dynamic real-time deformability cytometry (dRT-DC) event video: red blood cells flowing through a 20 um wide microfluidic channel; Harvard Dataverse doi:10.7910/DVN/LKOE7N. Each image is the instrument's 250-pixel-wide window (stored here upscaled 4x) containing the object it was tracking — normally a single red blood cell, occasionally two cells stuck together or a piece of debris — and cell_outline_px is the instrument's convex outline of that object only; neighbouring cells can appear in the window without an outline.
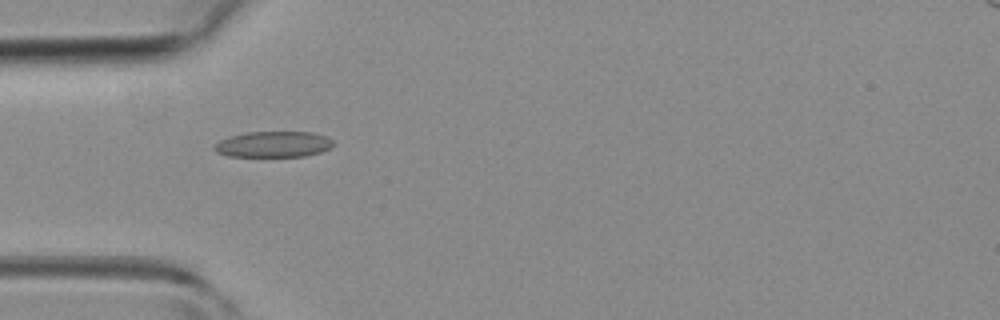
{"species": "common noctule bat (a hibernating species)", "species_latin": "Nyctalus noctula", "temperature_condition": "room temperature", "stored_images_in_passage": 3, "camera_frame_rate_fps": 3000, "um_per_image_px": 0.085, "animal": {"sex": "female", "body_mass_g": 19.3, "forearm_length_mm": 54.1}, "frame": {"image": 1, "passage_image": 2, "time_ms": 1.333, "image_size_px": [1000, 320], "cell_outline_px": [[336, 144], [332, 148], [320, 152], [304, 156], [228, 156], [216, 152], [212, 148], [212, 144], [228, 136], [248, 132], [312, 132], [328, 136]], "centroid_in_image_um": [23.24, 12.26], "position_along_channel_um": 61.8, "area_um2": 18.21}}
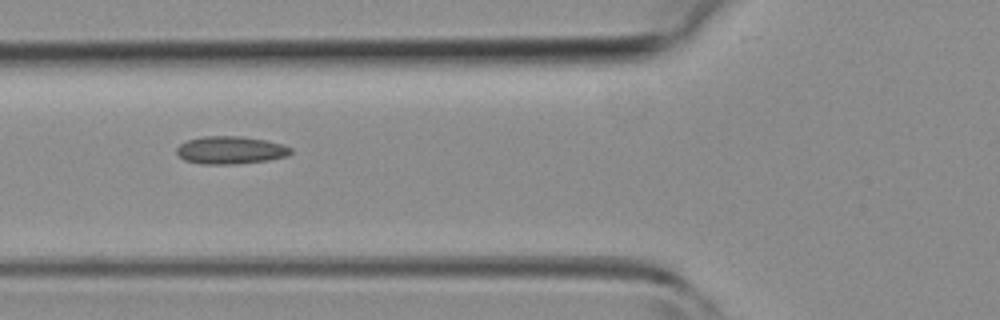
{"frame": {"image": 2, "passage_image": 3, "time_ms": 2.333, "image_size_px": [1000, 320], "cell_outline_px": [[292, 152], [288, 156], [268, 160], [232, 164], [204, 164], [184, 160], [176, 152], [176, 148], [180, 144], [188, 140], [204, 136], [244, 136], [284, 144], [292, 148]], "centroid_in_image_um": [19.62, 12.75], "position_along_channel_um": 106.2, "area_um2": 18.44}}